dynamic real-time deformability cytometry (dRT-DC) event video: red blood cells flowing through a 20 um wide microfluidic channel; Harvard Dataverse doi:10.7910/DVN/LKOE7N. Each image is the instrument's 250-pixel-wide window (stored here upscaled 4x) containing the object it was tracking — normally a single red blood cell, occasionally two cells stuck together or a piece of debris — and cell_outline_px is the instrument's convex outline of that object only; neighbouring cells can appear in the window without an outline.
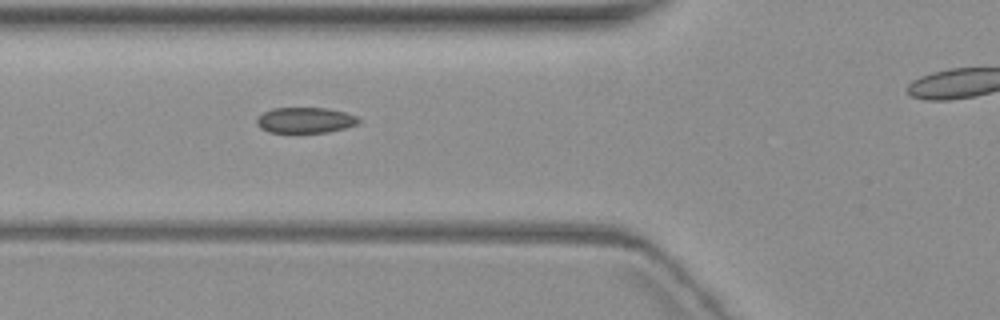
{"species": "common noctule bat (a hibernating species)", "species_latin": "Nyctalus noctula", "temperature_condition": "warm", "stored_images_in_passage": 3, "segment_of_instrument_passage": [1, 2], "camera_frame_rate_fps": 3000, "um_per_image_px": 0.085, "animal": {"sex": "female", "body_mass_g": 19.3, "forearm_length_mm": 54.1}, "frame": {"image": 1, "passage_image": 2, "time_ms": 1.0, "image_size_px": [1000, 320], "cell_outline_px": [[360, 120], [356, 124], [344, 128], [328, 132], [268, 132], [260, 128], [256, 124], [256, 120], [264, 112], [272, 108], [328, 108], [344, 112], [356, 116]], "centroid_in_image_um": [25.92, 10.21], "position_along_channel_um": 99.9, "area_um2": 15.09}}